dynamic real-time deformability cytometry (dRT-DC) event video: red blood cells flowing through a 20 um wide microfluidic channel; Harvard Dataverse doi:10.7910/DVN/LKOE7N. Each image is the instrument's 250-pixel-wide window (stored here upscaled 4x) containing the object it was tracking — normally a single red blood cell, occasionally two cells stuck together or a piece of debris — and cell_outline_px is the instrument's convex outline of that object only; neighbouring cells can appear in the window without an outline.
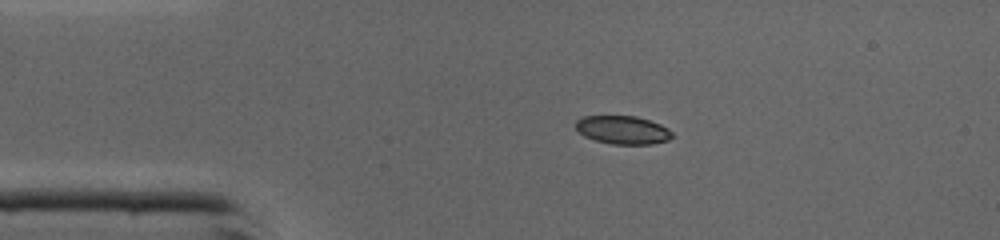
{"species": "common noctule bat (a hibernating species)", "species_latin": "Nyctalus noctula", "temperature_condition": "cold", "stored_images_in_passage": 44, "camera_frame_rate_fps": 3000, "um_per_image_px": 0.085, "animal": {"sex": "male", "body_mass_g": 19.0, "forearm_length_mm": 50.8}, "frame": {"image": 1, "passage_image": 7, "time_ms": 2.0, "image_size_px": [1000, 240], "cell_outline_px": [[676, 136], [668, 140], [652, 144], [612, 144], [596, 140], [584, 136], [576, 128], [576, 120], [584, 116], [636, 116], [660, 124], [668, 128]], "centroid_in_image_um": [52.97, 11.05], "position_along_channel_um": 32.0, "area_um2": 15.9}}
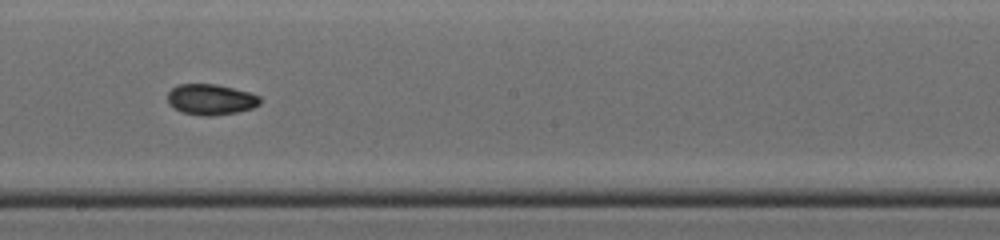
{"frame": {"image": 2, "passage_image": 23, "time_ms": 7.333, "image_size_px": [1000, 240], "cell_outline_px": [[260, 104], [252, 108], [236, 112], [212, 116], [200, 116], [180, 112], [168, 104], [168, 92], [172, 88], [180, 84], [216, 84], [248, 92], [260, 96]], "centroid_in_image_um": [17.89, 8.46], "position_along_channel_um": 230.3, "area_um2": 16.59}}
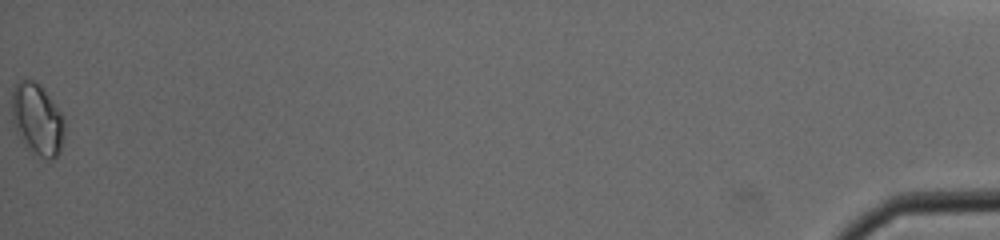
{"frame": {"image": 3, "passage_image": 44, "time_ms": 14.333, "image_size_px": [1000, 240], "cell_outline_px": [[64, 132], [60, 152], [52, 160], [48, 160], [28, 152], [16, 132], [12, 120], [12, 92], [16, 84], [20, 80], [32, 80], [40, 84], [44, 88], [64, 116]], "centroid_in_image_um": [3.17, 10.18], "position_along_channel_um": 432.0, "area_um2": 22.43}, "authors_computed_cell_mechanics": {"area_um2": 16.4152, "velocity_mm_per_s": 4.3884, "shape_relaxation_time_tau1_ms": null, "shape_relaxation_time_tau2_ms": 1.8573, "deformation_change_tau1": null, "deformation_change_tau2": 0.0433}}